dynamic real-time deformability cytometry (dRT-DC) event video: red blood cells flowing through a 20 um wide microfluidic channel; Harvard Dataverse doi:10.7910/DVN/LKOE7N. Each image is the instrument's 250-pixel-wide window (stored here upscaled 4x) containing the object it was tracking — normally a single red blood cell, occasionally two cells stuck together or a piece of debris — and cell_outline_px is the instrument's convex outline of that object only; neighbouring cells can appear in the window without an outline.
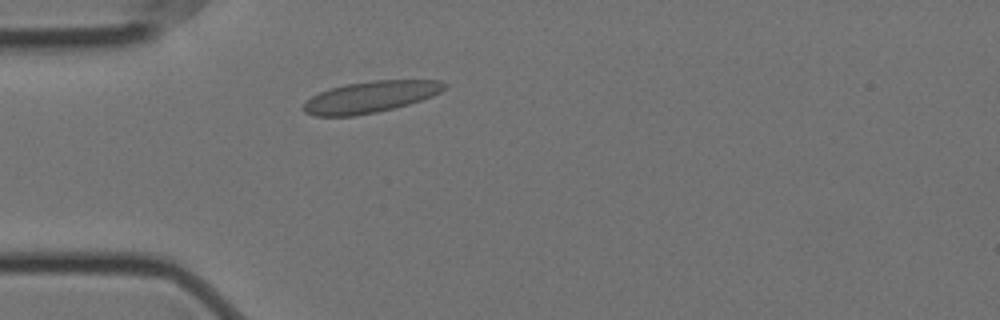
{"species": "Egyptian fruit bat (a non-hibernating species)", "species_latin": "Rousettus aegyptiacus", "temperature_condition": "cold", "stored_images_in_passage": 50, "camera_frame_rate_fps": 3000, "um_per_image_px": 0.085, "animal": {"sex": "female"}, "frame": {"image": 1, "passage_image": 9, "time_ms": 2.667, "image_size_px": [1000, 320], "cell_outline_px": [[448, 84], [440, 92], [432, 96], [408, 104], [376, 112], [356, 116], [312, 116], [304, 112], [300, 108], [312, 96], [328, 88], [344, 84], [372, 80], [440, 80]], "centroid_in_image_um": [31.44, 8.24], "position_along_channel_um": 53.6, "area_um2": 25.89}}
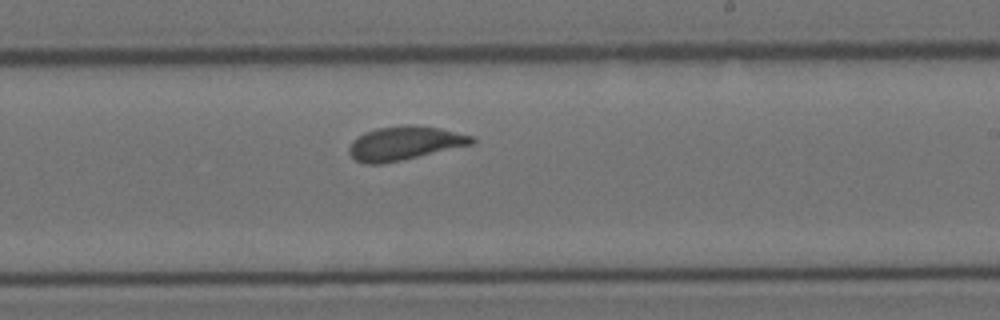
{"frame": {"image": 2, "passage_image": 27, "time_ms": 8.667, "image_size_px": [1000, 320], "cell_outline_px": [[476, 140], [472, 144], [400, 160], [380, 164], [364, 164], [356, 160], [348, 152], [348, 148], [352, 140], [364, 132], [376, 128], [404, 124], [416, 124], [440, 128], [472, 136]], "centroid_in_image_um": [34.34, 12.15], "position_along_channel_um": 254.7, "area_um2": 24.1}}
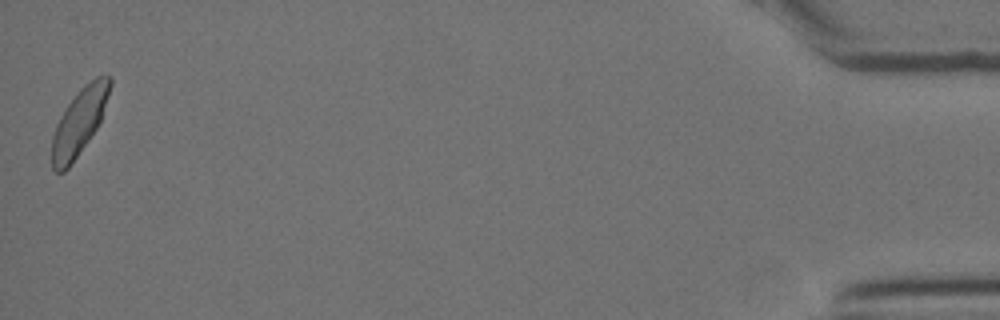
{"frame": {"image": 3, "passage_image": 50, "time_ms": 16.333, "image_size_px": [1000, 320], "cell_outline_px": [[112, 84], [100, 120], [96, 128], [88, 140], [68, 168], [64, 172], [56, 172], [52, 168], [52, 136], [56, 124], [60, 116], [68, 104], [80, 88], [84, 84], [96, 76], [112, 76]], "centroid_in_image_um": [6.72, 10.33], "position_along_channel_um": 428.5, "area_um2": 22.08}}